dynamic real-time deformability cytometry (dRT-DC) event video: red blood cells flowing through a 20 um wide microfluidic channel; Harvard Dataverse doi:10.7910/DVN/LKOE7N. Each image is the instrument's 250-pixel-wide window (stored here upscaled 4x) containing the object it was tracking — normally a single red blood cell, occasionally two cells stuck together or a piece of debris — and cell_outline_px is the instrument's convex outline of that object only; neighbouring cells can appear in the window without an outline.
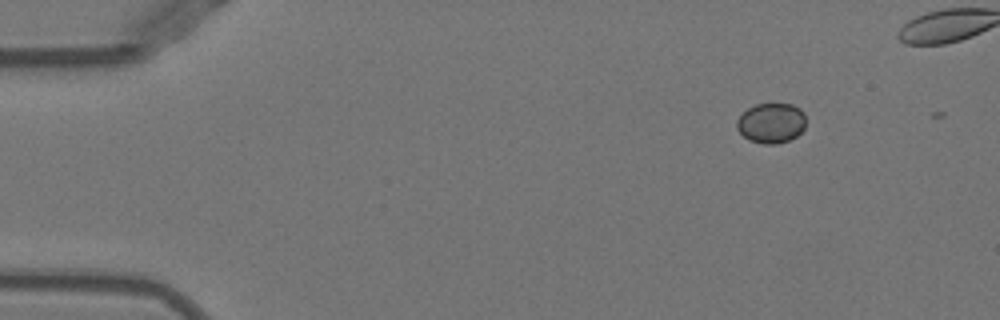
{"species": "Egyptian fruit bat (a non-hibernating species)", "species_latin": "Rousettus aegyptiacus", "temperature_condition": "warm", "stored_images_in_passage": 7, "camera_frame_rate_fps": 3000, "um_per_image_px": 0.085, "animal": {"sex": "female"}, "frame": {"image": 1, "passage_image": 1, "time_ms": 0.0, "image_size_px": [1000, 320], "cell_outline_px": [[804, 128], [796, 136], [788, 140], [776, 144], [764, 144], [748, 140], [736, 128], [736, 120], [748, 108], [756, 104], [792, 104], [800, 108], [804, 112]], "centroid_in_image_um": [65.54, 10.46], "position_along_channel_um": 19.5, "area_um2": 16.07}}